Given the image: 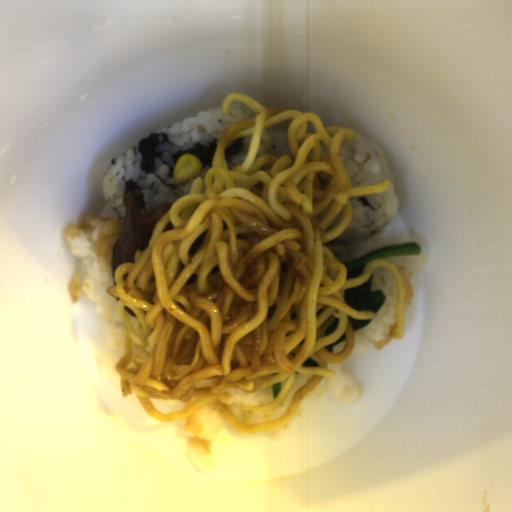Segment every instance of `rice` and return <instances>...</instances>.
<instances>
[{"mask_svg":"<svg viewBox=\"0 0 512 512\" xmlns=\"http://www.w3.org/2000/svg\"><path fill=\"white\" fill-rule=\"evenodd\" d=\"M221 107L204 110L140 140L110 161L102 182L103 197L108 206L124 222L125 192L129 181L138 184L144 208L169 202L172 205L189 195L197 178L212 167L218 141L226 126L252 118L254 110L241 102H232L226 114ZM194 155L202 170L183 184L172 180L174 165L180 155Z\"/></svg>","mask_w":512,"mask_h":512,"instance_id":"obj_1","label":"rice"},{"mask_svg":"<svg viewBox=\"0 0 512 512\" xmlns=\"http://www.w3.org/2000/svg\"><path fill=\"white\" fill-rule=\"evenodd\" d=\"M120 217L86 215L67 224L63 235L71 254L77 257L80 270L68 280L70 302L84 296L97 315L107 322L106 334L95 354V364L103 377L120 384L115 366L125 353V324L115 304L118 297L108 294L116 285L112 269L113 248L123 231Z\"/></svg>","mask_w":512,"mask_h":512,"instance_id":"obj_2","label":"rice"},{"mask_svg":"<svg viewBox=\"0 0 512 512\" xmlns=\"http://www.w3.org/2000/svg\"><path fill=\"white\" fill-rule=\"evenodd\" d=\"M338 155L354 188L378 186L385 180L390 181V188L379 194L353 197L351 221L331 243L371 237L392 222L399 209L387 158L375 143L356 133L354 139H345L340 144Z\"/></svg>","mask_w":512,"mask_h":512,"instance_id":"obj_3","label":"rice"},{"mask_svg":"<svg viewBox=\"0 0 512 512\" xmlns=\"http://www.w3.org/2000/svg\"><path fill=\"white\" fill-rule=\"evenodd\" d=\"M402 243H418L421 249L420 254L414 256L381 258L379 260H389L398 271L402 288L404 314L413 300L415 289L431 253L429 241L422 233L417 230L410 231L400 236L388 237L384 230L381 229V231L370 237L351 242H331V245H345V251L335 254L334 257V259L344 264L363 257L373 251Z\"/></svg>","mask_w":512,"mask_h":512,"instance_id":"obj_4","label":"rice"},{"mask_svg":"<svg viewBox=\"0 0 512 512\" xmlns=\"http://www.w3.org/2000/svg\"><path fill=\"white\" fill-rule=\"evenodd\" d=\"M373 274L371 291L381 290L386 300L370 323L353 331L354 345L351 355L364 353L369 344L381 350L394 338L398 322V289L393 272L377 267ZM350 355V356H351Z\"/></svg>","mask_w":512,"mask_h":512,"instance_id":"obj_5","label":"rice"},{"mask_svg":"<svg viewBox=\"0 0 512 512\" xmlns=\"http://www.w3.org/2000/svg\"><path fill=\"white\" fill-rule=\"evenodd\" d=\"M224 418L216 406L204 405L183 417L181 432L187 437L186 458L199 472H208L213 464L212 444Z\"/></svg>","mask_w":512,"mask_h":512,"instance_id":"obj_6","label":"rice"},{"mask_svg":"<svg viewBox=\"0 0 512 512\" xmlns=\"http://www.w3.org/2000/svg\"><path fill=\"white\" fill-rule=\"evenodd\" d=\"M328 368L334 371L332 378H322L318 385L308 394L322 396L325 393L333 395L335 400L351 405L361 397L363 389L350 374L343 371V362L329 363Z\"/></svg>","mask_w":512,"mask_h":512,"instance_id":"obj_7","label":"rice"},{"mask_svg":"<svg viewBox=\"0 0 512 512\" xmlns=\"http://www.w3.org/2000/svg\"><path fill=\"white\" fill-rule=\"evenodd\" d=\"M273 401V384L258 392H244L242 388L232 387L227 395V405L236 419H241L242 406H257Z\"/></svg>","mask_w":512,"mask_h":512,"instance_id":"obj_8","label":"rice"},{"mask_svg":"<svg viewBox=\"0 0 512 512\" xmlns=\"http://www.w3.org/2000/svg\"><path fill=\"white\" fill-rule=\"evenodd\" d=\"M313 375L310 374H296L293 384L285 397V399L280 403V405L273 410L266 412H253L250 417L252 422L255 424L269 422L272 420L279 419L286 411L288 405L290 404L294 394L305 384H307Z\"/></svg>","mask_w":512,"mask_h":512,"instance_id":"obj_9","label":"rice"},{"mask_svg":"<svg viewBox=\"0 0 512 512\" xmlns=\"http://www.w3.org/2000/svg\"><path fill=\"white\" fill-rule=\"evenodd\" d=\"M250 142V135H244L233 139L227 144L224 157L228 169H234L245 161L250 148Z\"/></svg>","mask_w":512,"mask_h":512,"instance_id":"obj_10","label":"rice"},{"mask_svg":"<svg viewBox=\"0 0 512 512\" xmlns=\"http://www.w3.org/2000/svg\"><path fill=\"white\" fill-rule=\"evenodd\" d=\"M278 153L277 145L274 137L273 127L262 130V135L259 140L256 156L268 154L275 156Z\"/></svg>","mask_w":512,"mask_h":512,"instance_id":"obj_11","label":"rice"}]
</instances>
